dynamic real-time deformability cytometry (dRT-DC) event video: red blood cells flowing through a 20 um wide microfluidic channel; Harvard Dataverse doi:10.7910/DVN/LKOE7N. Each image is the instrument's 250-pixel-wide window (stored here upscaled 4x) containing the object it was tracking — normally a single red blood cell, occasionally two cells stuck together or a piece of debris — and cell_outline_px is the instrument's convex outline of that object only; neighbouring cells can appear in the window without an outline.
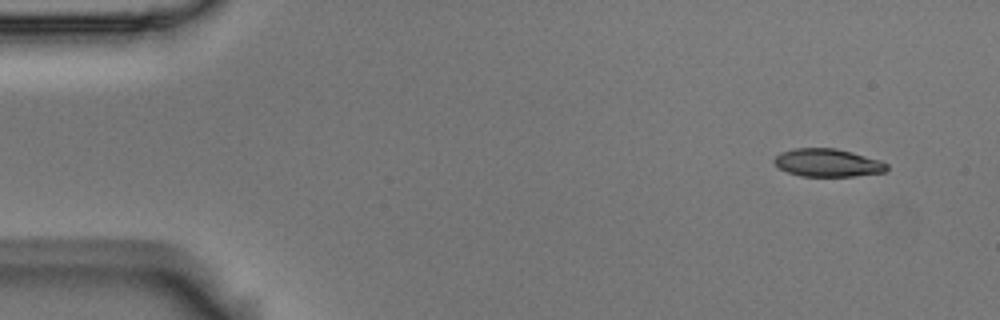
{"species": "Egyptian fruit bat (a non-hibernating species)", "species_latin": "Rousettus aegyptiacus", "temperature_condition": "room temperature", "stored_images_in_passage": 4, "camera_frame_rate_fps": 3000, "um_per_image_px": 0.085, "animal": {"sex": "male"}, "frame": {"image": 1, "passage_image": 1, "time_ms": 0.0, "image_size_px": [1000, 320], "cell_outline_px": [[888, 168], [884, 172], [856, 176], [800, 176], [788, 172], [780, 168], [772, 160], [780, 152], [796, 148], [836, 148], [852, 152], [880, 160], [888, 164]], "centroid_in_image_um": [70.36, 13.83], "position_along_channel_um": 14.6, "area_um2": 18.32}}
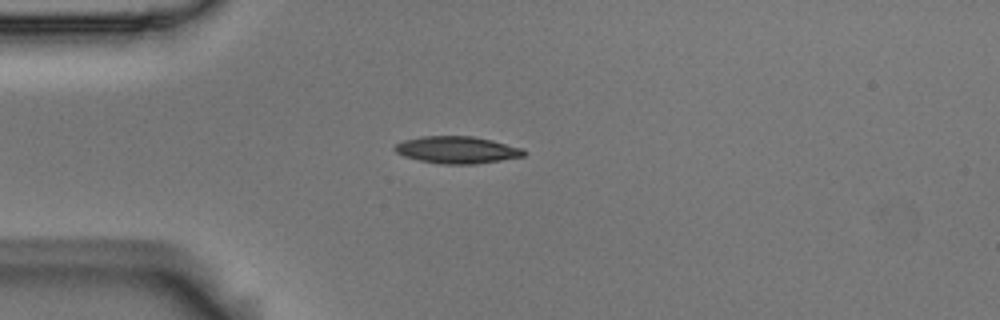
{"frame": {"image": 2, "passage_image": 4, "time_ms": 1.0, "image_size_px": [1000, 320], "cell_outline_px": [[528, 152], [524, 156], [476, 164], [440, 164], [420, 160], [404, 156], [396, 152], [392, 148], [396, 144], [404, 140], [420, 136], [472, 136], [492, 140], [524, 148]], "centroid_in_image_um": [38.87, 12.73], "position_along_channel_um": 46.1, "area_um2": 20.46}}